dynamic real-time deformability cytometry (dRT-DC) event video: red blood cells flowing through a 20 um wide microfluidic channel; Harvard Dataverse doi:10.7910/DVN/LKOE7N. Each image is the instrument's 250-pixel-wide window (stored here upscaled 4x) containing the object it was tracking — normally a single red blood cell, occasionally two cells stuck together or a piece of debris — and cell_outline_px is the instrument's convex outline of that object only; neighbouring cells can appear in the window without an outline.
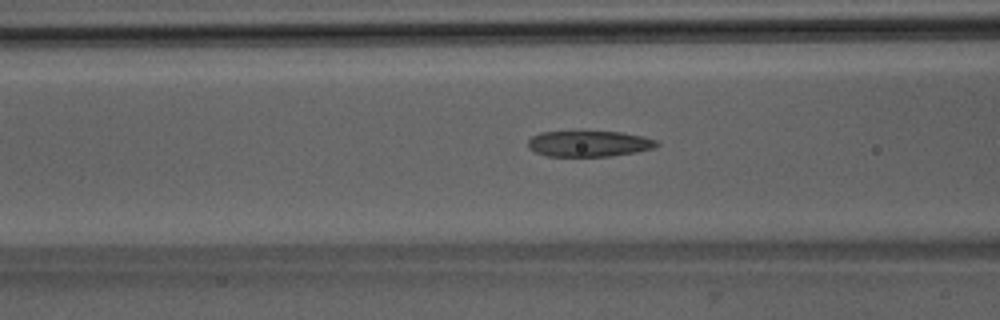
{"species": "Egyptian fruit bat (a non-hibernating species)", "species_latin": "Rousettus aegyptiacus", "temperature_condition": "room temperature", "stored_images_in_passage": 19, "camera_frame_rate_fps": 3000, "um_per_image_px": 0.085, "animal": {"sex": "male"}, "frame": {"image": 1, "passage_image": 11, "time_ms": 3.333, "image_size_px": [1000, 320], "cell_outline_px": [[660, 144], [656, 148], [636, 152], [612, 156], [548, 156], [536, 152], [528, 148], [528, 140], [532, 136], [540, 132], [620, 132], [640, 136], [656, 140]], "centroid_in_image_um": [50.07, 12.22], "position_along_channel_um": 116.5, "area_um2": 19.31}}